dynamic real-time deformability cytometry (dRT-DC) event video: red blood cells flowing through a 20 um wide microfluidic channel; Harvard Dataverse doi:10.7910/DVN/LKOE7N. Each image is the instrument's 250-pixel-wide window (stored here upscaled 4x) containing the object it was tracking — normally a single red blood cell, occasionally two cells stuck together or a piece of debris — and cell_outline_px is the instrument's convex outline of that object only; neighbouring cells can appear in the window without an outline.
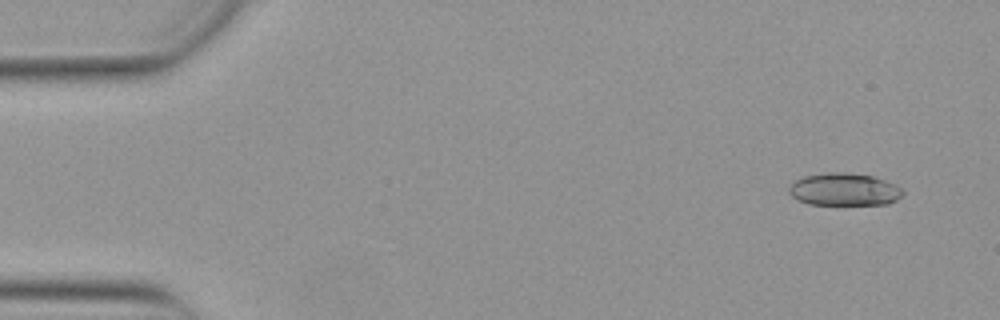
{"species": "Egyptian fruit bat (a non-hibernating species)", "species_latin": "Rousettus aegyptiacus", "temperature_condition": "warm", "stored_images_in_passage": 51, "camera_frame_rate_fps": 3000, "um_per_image_px": 0.085, "animal": {"sex": "female"}, "frame": {"image": 1, "passage_image": 1, "time_ms": 0.0, "image_size_px": [1000, 320], "cell_outline_px": [[904, 196], [888, 204], [808, 204], [792, 196], [788, 192], [788, 188], [796, 180], [804, 176], [828, 172], [844, 172], [872, 176], [896, 184], [904, 192]], "centroid_in_image_um": [71.78, 16.1], "position_along_channel_um": 13.2, "area_um2": 21.5}}
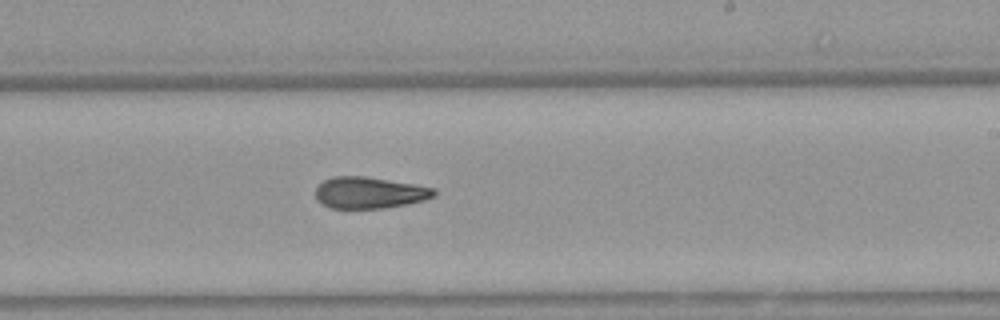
{"frame": {"image": 2, "passage_image": 29, "time_ms": 9.333, "image_size_px": [1000, 320], "cell_outline_px": [[436, 196], [424, 200], [408, 204], [384, 208], [328, 208], [320, 204], [316, 200], [316, 188], [324, 180], [332, 176], [364, 176], [416, 184], [436, 188]], "centroid_in_image_um": [31.41, 16.38], "position_along_channel_um": 257.6, "area_um2": 22.02}}
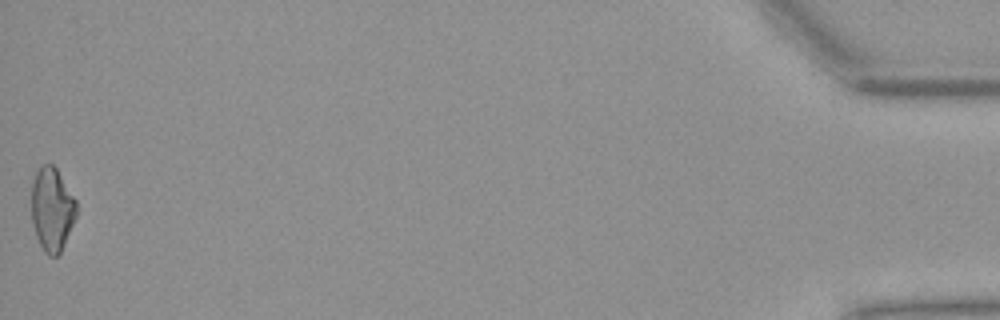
{"frame": {"image": 3, "passage_image": 50, "time_ms": 16.333, "image_size_px": [1000, 320], "cell_outline_px": [[76, 216], [60, 252], [56, 256], [48, 256], [44, 252], [36, 236], [32, 224], [32, 184], [36, 172], [44, 164], [52, 164], [56, 168], [76, 200]], "centroid_in_image_um": [4.41, 17.8], "position_along_channel_um": 430.8, "area_um2": 21.56}}